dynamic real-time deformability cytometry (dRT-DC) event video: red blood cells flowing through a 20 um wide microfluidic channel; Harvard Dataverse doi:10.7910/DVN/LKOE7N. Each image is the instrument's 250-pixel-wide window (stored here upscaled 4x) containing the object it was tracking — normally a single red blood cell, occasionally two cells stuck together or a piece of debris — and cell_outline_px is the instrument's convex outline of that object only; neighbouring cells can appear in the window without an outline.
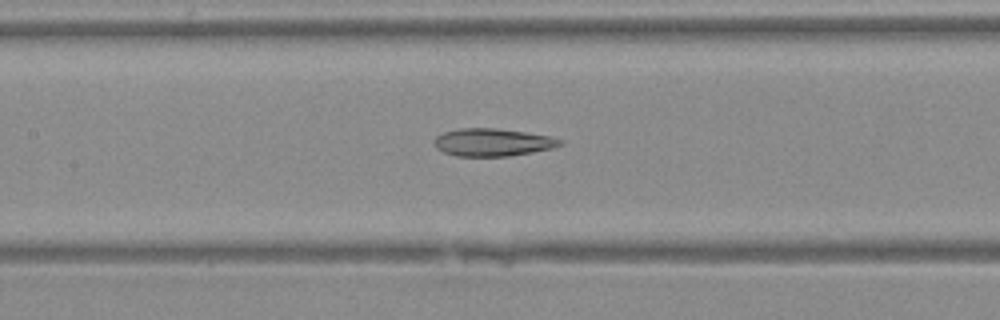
{"species": "Egyptian fruit bat (a non-hibernating species)", "species_latin": "Rousettus aegyptiacus", "temperature_condition": "warm", "stored_images_in_passage": 31, "camera_frame_rate_fps": 3000, "um_per_image_px": 0.085, "animal": {"sex": "female"}, "frame": {"image": 1, "passage_image": 10, "time_ms": 3.0, "image_size_px": [1000, 320], "cell_outline_px": [[564, 144], [552, 148], [532, 152], [508, 156], [456, 156], [444, 152], [436, 148], [432, 144], [432, 140], [436, 136], [444, 132], [460, 128], [496, 128], [524, 132], [548, 136], [564, 140]], "centroid_in_image_um": [41.84, 12.09], "position_along_channel_um": 165.6, "area_um2": 20.35}}
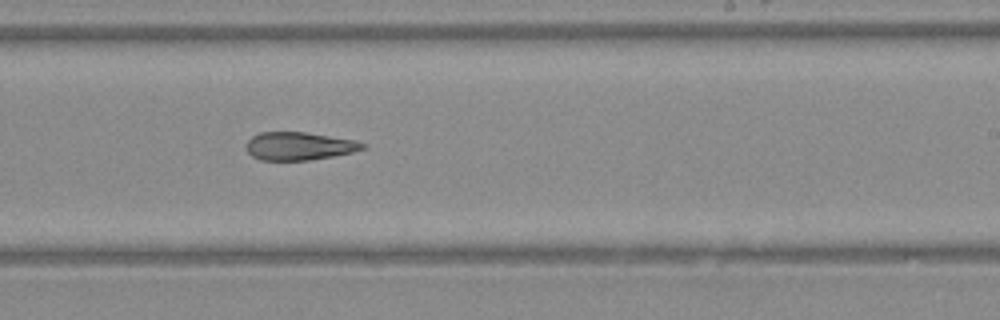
{"frame": {"image": 2, "passage_image": 16, "time_ms": 5.0, "image_size_px": [1000, 320], "cell_outline_px": [[368, 148], [352, 152], [332, 156], [308, 160], [260, 160], [252, 156], [248, 152], [248, 140], [252, 136], [260, 132], [304, 132], [356, 140], [368, 144]], "centroid_in_image_um": [25.47, 12.41], "position_along_channel_um": 263.5, "area_um2": 18.96}}
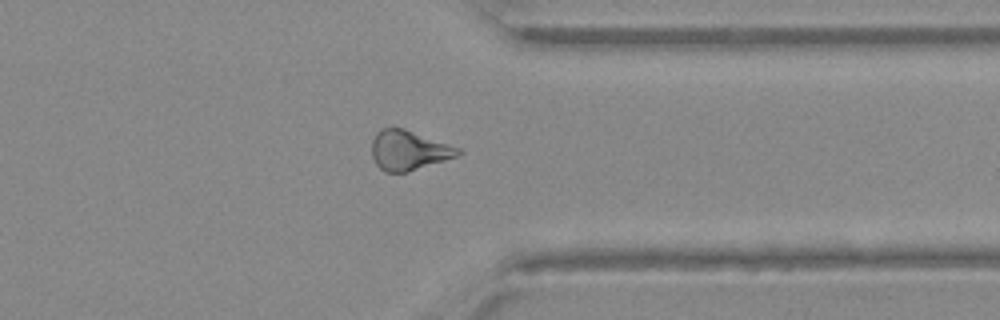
{"frame": {"image": 3, "passage_image": 23, "time_ms": 7.333, "image_size_px": [1000, 320], "cell_outline_px": [[464, 152], [456, 156], [408, 172], [384, 172], [376, 164], [372, 156], [372, 140], [376, 132], [380, 128], [392, 124], [404, 128], [460, 148]], "centroid_in_image_um": [34.69, 12.74], "position_along_channel_um": 376.7, "area_um2": 20.23}}